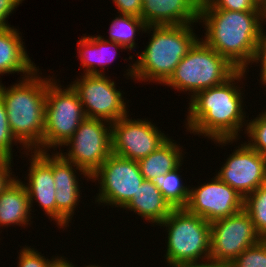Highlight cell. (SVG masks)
I'll return each mask as SVG.
<instances>
[{
    "label": "cell",
    "mask_w": 266,
    "mask_h": 267,
    "mask_svg": "<svg viewBox=\"0 0 266 267\" xmlns=\"http://www.w3.org/2000/svg\"><path fill=\"white\" fill-rule=\"evenodd\" d=\"M246 73V70H238L225 83L199 91L190 97L186 129L194 135H204L222 146L236 142L243 131L241 128L246 127L248 122L243 110L244 93L236 85Z\"/></svg>",
    "instance_id": "cell-1"
},
{
    "label": "cell",
    "mask_w": 266,
    "mask_h": 267,
    "mask_svg": "<svg viewBox=\"0 0 266 267\" xmlns=\"http://www.w3.org/2000/svg\"><path fill=\"white\" fill-rule=\"evenodd\" d=\"M264 20V11L199 8L198 21L206 30L201 40L238 70H248V65L255 62Z\"/></svg>",
    "instance_id": "cell-2"
},
{
    "label": "cell",
    "mask_w": 266,
    "mask_h": 267,
    "mask_svg": "<svg viewBox=\"0 0 266 267\" xmlns=\"http://www.w3.org/2000/svg\"><path fill=\"white\" fill-rule=\"evenodd\" d=\"M38 73L36 69L7 88L0 82V97L6 108L8 125L27 152L43 151L46 93L52 77L45 78Z\"/></svg>",
    "instance_id": "cell-3"
},
{
    "label": "cell",
    "mask_w": 266,
    "mask_h": 267,
    "mask_svg": "<svg viewBox=\"0 0 266 267\" xmlns=\"http://www.w3.org/2000/svg\"><path fill=\"white\" fill-rule=\"evenodd\" d=\"M192 25L147 26L144 32L153 31L152 37L143 52L136 53L138 59L129 66L125 75L137 81L164 84L200 39Z\"/></svg>",
    "instance_id": "cell-4"
},
{
    "label": "cell",
    "mask_w": 266,
    "mask_h": 267,
    "mask_svg": "<svg viewBox=\"0 0 266 267\" xmlns=\"http://www.w3.org/2000/svg\"><path fill=\"white\" fill-rule=\"evenodd\" d=\"M238 69L225 57L206 45L201 38L182 58L170 78L163 84L180 91L197 92L219 86Z\"/></svg>",
    "instance_id": "cell-5"
},
{
    "label": "cell",
    "mask_w": 266,
    "mask_h": 267,
    "mask_svg": "<svg viewBox=\"0 0 266 267\" xmlns=\"http://www.w3.org/2000/svg\"><path fill=\"white\" fill-rule=\"evenodd\" d=\"M158 226L168 234L166 263L210 260L211 226L203 217L174 208Z\"/></svg>",
    "instance_id": "cell-6"
},
{
    "label": "cell",
    "mask_w": 266,
    "mask_h": 267,
    "mask_svg": "<svg viewBox=\"0 0 266 267\" xmlns=\"http://www.w3.org/2000/svg\"><path fill=\"white\" fill-rule=\"evenodd\" d=\"M86 118L77 92L62 88L53 77L48 81L43 133V151L61 148Z\"/></svg>",
    "instance_id": "cell-7"
},
{
    "label": "cell",
    "mask_w": 266,
    "mask_h": 267,
    "mask_svg": "<svg viewBox=\"0 0 266 267\" xmlns=\"http://www.w3.org/2000/svg\"><path fill=\"white\" fill-rule=\"evenodd\" d=\"M106 123V124H105ZM112 123L85 118L73 136L63 145L67 153L58 152L66 161L83 169L90 176L112 153Z\"/></svg>",
    "instance_id": "cell-8"
},
{
    "label": "cell",
    "mask_w": 266,
    "mask_h": 267,
    "mask_svg": "<svg viewBox=\"0 0 266 267\" xmlns=\"http://www.w3.org/2000/svg\"><path fill=\"white\" fill-rule=\"evenodd\" d=\"M91 181H98L99 193L96 202L111 207L124 208L136 194L145 180L138 161L111 153L106 161L91 175Z\"/></svg>",
    "instance_id": "cell-9"
},
{
    "label": "cell",
    "mask_w": 266,
    "mask_h": 267,
    "mask_svg": "<svg viewBox=\"0 0 266 267\" xmlns=\"http://www.w3.org/2000/svg\"><path fill=\"white\" fill-rule=\"evenodd\" d=\"M210 226V260L219 267H227L245 249L262 239L244 208L226 218L211 222Z\"/></svg>",
    "instance_id": "cell-10"
},
{
    "label": "cell",
    "mask_w": 266,
    "mask_h": 267,
    "mask_svg": "<svg viewBox=\"0 0 266 267\" xmlns=\"http://www.w3.org/2000/svg\"><path fill=\"white\" fill-rule=\"evenodd\" d=\"M70 85L77 92L87 118L113 123L129 113L115 82L105 74H84Z\"/></svg>",
    "instance_id": "cell-11"
},
{
    "label": "cell",
    "mask_w": 266,
    "mask_h": 267,
    "mask_svg": "<svg viewBox=\"0 0 266 267\" xmlns=\"http://www.w3.org/2000/svg\"><path fill=\"white\" fill-rule=\"evenodd\" d=\"M125 115L112 123V153L139 161L157 150L169 138L148 119H133Z\"/></svg>",
    "instance_id": "cell-12"
},
{
    "label": "cell",
    "mask_w": 266,
    "mask_h": 267,
    "mask_svg": "<svg viewBox=\"0 0 266 267\" xmlns=\"http://www.w3.org/2000/svg\"><path fill=\"white\" fill-rule=\"evenodd\" d=\"M184 208L211 223L241 211L244 198L215 176L197 188L190 187L188 203Z\"/></svg>",
    "instance_id": "cell-13"
},
{
    "label": "cell",
    "mask_w": 266,
    "mask_h": 267,
    "mask_svg": "<svg viewBox=\"0 0 266 267\" xmlns=\"http://www.w3.org/2000/svg\"><path fill=\"white\" fill-rule=\"evenodd\" d=\"M225 161L216 176L244 199L266 183V157L245 142Z\"/></svg>",
    "instance_id": "cell-14"
},
{
    "label": "cell",
    "mask_w": 266,
    "mask_h": 267,
    "mask_svg": "<svg viewBox=\"0 0 266 267\" xmlns=\"http://www.w3.org/2000/svg\"><path fill=\"white\" fill-rule=\"evenodd\" d=\"M81 174L91 179V176L87 174L80 167L75 166L72 162L66 161L56 151L53 154V177L55 183V201H56V223L60 228H66L68 223L74 216V211L78 203L80 202L79 181L76 178V170Z\"/></svg>",
    "instance_id": "cell-15"
},
{
    "label": "cell",
    "mask_w": 266,
    "mask_h": 267,
    "mask_svg": "<svg viewBox=\"0 0 266 267\" xmlns=\"http://www.w3.org/2000/svg\"><path fill=\"white\" fill-rule=\"evenodd\" d=\"M32 158L28 173V183L23 182L26 187L30 201V207H33V201L39 203L40 208L51 221L56 223V201H55V183L53 177V152L31 151Z\"/></svg>",
    "instance_id": "cell-16"
},
{
    "label": "cell",
    "mask_w": 266,
    "mask_h": 267,
    "mask_svg": "<svg viewBox=\"0 0 266 267\" xmlns=\"http://www.w3.org/2000/svg\"><path fill=\"white\" fill-rule=\"evenodd\" d=\"M201 0H142L141 18L147 26H176L198 22Z\"/></svg>",
    "instance_id": "cell-17"
},
{
    "label": "cell",
    "mask_w": 266,
    "mask_h": 267,
    "mask_svg": "<svg viewBox=\"0 0 266 267\" xmlns=\"http://www.w3.org/2000/svg\"><path fill=\"white\" fill-rule=\"evenodd\" d=\"M18 29L7 27L0 29V75L22 73L25 78L36 69L35 63L29 58L25 44Z\"/></svg>",
    "instance_id": "cell-18"
},
{
    "label": "cell",
    "mask_w": 266,
    "mask_h": 267,
    "mask_svg": "<svg viewBox=\"0 0 266 267\" xmlns=\"http://www.w3.org/2000/svg\"><path fill=\"white\" fill-rule=\"evenodd\" d=\"M17 178L18 176L0 194V228L11 225L26 226L32 217L26 187L23 181Z\"/></svg>",
    "instance_id": "cell-19"
},
{
    "label": "cell",
    "mask_w": 266,
    "mask_h": 267,
    "mask_svg": "<svg viewBox=\"0 0 266 267\" xmlns=\"http://www.w3.org/2000/svg\"><path fill=\"white\" fill-rule=\"evenodd\" d=\"M123 209L134 211L147 222L159 225L174 208L152 181L144 180Z\"/></svg>",
    "instance_id": "cell-20"
},
{
    "label": "cell",
    "mask_w": 266,
    "mask_h": 267,
    "mask_svg": "<svg viewBox=\"0 0 266 267\" xmlns=\"http://www.w3.org/2000/svg\"><path fill=\"white\" fill-rule=\"evenodd\" d=\"M77 45L78 57L81 61L80 64L83 68H85L83 74H105L104 71H99L97 66L101 67L103 70L106 69L105 66L107 67L112 63V61H114L117 55V49H125L117 42L108 41V39H104V37L100 35H84L78 41ZM108 48L112 50H110V54H107L110 52Z\"/></svg>",
    "instance_id": "cell-21"
},
{
    "label": "cell",
    "mask_w": 266,
    "mask_h": 267,
    "mask_svg": "<svg viewBox=\"0 0 266 267\" xmlns=\"http://www.w3.org/2000/svg\"><path fill=\"white\" fill-rule=\"evenodd\" d=\"M174 141L169 138L157 150L138 161L145 180L153 181L155 177L174 170L182 163V147Z\"/></svg>",
    "instance_id": "cell-22"
},
{
    "label": "cell",
    "mask_w": 266,
    "mask_h": 267,
    "mask_svg": "<svg viewBox=\"0 0 266 267\" xmlns=\"http://www.w3.org/2000/svg\"><path fill=\"white\" fill-rule=\"evenodd\" d=\"M181 166L182 163L174 170L161 174L152 181L173 208H184L189 199L190 187L184 186L178 172Z\"/></svg>",
    "instance_id": "cell-23"
},
{
    "label": "cell",
    "mask_w": 266,
    "mask_h": 267,
    "mask_svg": "<svg viewBox=\"0 0 266 267\" xmlns=\"http://www.w3.org/2000/svg\"><path fill=\"white\" fill-rule=\"evenodd\" d=\"M118 16V17H117ZM112 20L109 29V40L117 42L126 49L136 48V32L145 31L147 25L142 18L131 15H117Z\"/></svg>",
    "instance_id": "cell-24"
},
{
    "label": "cell",
    "mask_w": 266,
    "mask_h": 267,
    "mask_svg": "<svg viewBox=\"0 0 266 267\" xmlns=\"http://www.w3.org/2000/svg\"><path fill=\"white\" fill-rule=\"evenodd\" d=\"M244 209L250 215L258 235L266 239V183L244 199Z\"/></svg>",
    "instance_id": "cell-25"
},
{
    "label": "cell",
    "mask_w": 266,
    "mask_h": 267,
    "mask_svg": "<svg viewBox=\"0 0 266 267\" xmlns=\"http://www.w3.org/2000/svg\"><path fill=\"white\" fill-rule=\"evenodd\" d=\"M248 121L244 133L251 140L245 143L266 157V110Z\"/></svg>",
    "instance_id": "cell-26"
},
{
    "label": "cell",
    "mask_w": 266,
    "mask_h": 267,
    "mask_svg": "<svg viewBox=\"0 0 266 267\" xmlns=\"http://www.w3.org/2000/svg\"><path fill=\"white\" fill-rule=\"evenodd\" d=\"M227 267H266V239L245 249Z\"/></svg>",
    "instance_id": "cell-27"
},
{
    "label": "cell",
    "mask_w": 266,
    "mask_h": 267,
    "mask_svg": "<svg viewBox=\"0 0 266 267\" xmlns=\"http://www.w3.org/2000/svg\"><path fill=\"white\" fill-rule=\"evenodd\" d=\"M19 142L13 136L8 125V116L3 100L0 97V157L13 158L12 144Z\"/></svg>",
    "instance_id": "cell-28"
},
{
    "label": "cell",
    "mask_w": 266,
    "mask_h": 267,
    "mask_svg": "<svg viewBox=\"0 0 266 267\" xmlns=\"http://www.w3.org/2000/svg\"><path fill=\"white\" fill-rule=\"evenodd\" d=\"M199 8H217L231 11H263L251 0H201Z\"/></svg>",
    "instance_id": "cell-29"
},
{
    "label": "cell",
    "mask_w": 266,
    "mask_h": 267,
    "mask_svg": "<svg viewBox=\"0 0 266 267\" xmlns=\"http://www.w3.org/2000/svg\"><path fill=\"white\" fill-rule=\"evenodd\" d=\"M20 250L18 257V266L17 267H51L52 262L57 258H51L50 260L42 256L40 252L35 251L34 248H30L25 245Z\"/></svg>",
    "instance_id": "cell-30"
},
{
    "label": "cell",
    "mask_w": 266,
    "mask_h": 267,
    "mask_svg": "<svg viewBox=\"0 0 266 267\" xmlns=\"http://www.w3.org/2000/svg\"><path fill=\"white\" fill-rule=\"evenodd\" d=\"M120 15H131L141 18L142 0H112Z\"/></svg>",
    "instance_id": "cell-31"
},
{
    "label": "cell",
    "mask_w": 266,
    "mask_h": 267,
    "mask_svg": "<svg viewBox=\"0 0 266 267\" xmlns=\"http://www.w3.org/2000/svg\"><path fill=\"white\" fill-rule=\"evenodd\" d=\"M12 159L6 157H0V194L10 184V182L16 177L12 170ZM11 169V170H10Z\"/></svg>",
    "instance_id": "cell-32"
},
{
    "label": "cell",
    "mask_w": 266,
    "mask_h": 267,
    "mask_svg": "<svg viewBox=\"0 0 266 267\" xmlns=\"http://www.w3.org/2000/svg\"><path fill=\"white\" fill-rule=\"evenodd\" d=\"M22 1L24 0H0V29L10 27L7 18Z\"/></svg>",
    "instance_id": "cell-33"
},
{
    "label": "cell",
    "mask_w": 266,
    "mask_h": 267,
    "mask_svg": "<svg viewBox=\"0 0 266 267\" xmlns=\"http://www.w3.org/2000/svg\"><path fill=\"white\" fill-rule=\"evenodd\" d=\"M259 62L261 63L260 70H266V32L263 34L258 46L255 63L257 64Z\"/></svg>",
    "instance_id": "cell-34"
},
{
    "label": "cell",
    "mask_w": 266,
    "mask_h": 267,
    "mask_svg": "<svg viewBox=\"0 0 266 267\" xmlns=\"http://www.w3.org/2000/svg\"><path fill=\"white\" fill-rule=\"evenodd\" d=\"M167 266L171 267H219L215 265L211 260L199 261V262H187V263H168Z\"/></svg>",
    "instance_id": "cell-35"
},
{
    "label": "cell",
    "mask_w": 266,
    "mask_h": 267,
    "mask_svg": "<svg viewBox=\"0 0 266 267\" xmlns=\"http://www.w3.org/2000/svg\"><path fill=\"white\" fill-rule=\"evenodd\" d=\"M63 257L64 256H57V258L52 262L51 267H75L72 262Z\"/></svg>",
    "instance_id": "cell-36"
},
{
    "label": "cell",
    "mask_w": 266,
    "mask_h": 267,
    "mask_svg": "<svg viewBox=\"0 0 266 267\" xmlns=\"http://www.w3.org/2000/svg\"><path fill=\"white\" fill-rule=\"evenodd\" d=\"M257 8H260L266 13V0H251Z\"/></svg>",
    "instance_id": "cell-37"
},
{
    "label": "cell",
    "mask_w": 266,
    "mask_h": 267,
    "mask_svg": "<svg viewBox=\"0 0 266 267\" xmlns=\"http://www.w3.org/2000/svg\"><path fill=\"white\" fill-rule=\"evenodd\" d=\"M260 80L263 85L266 86V70H261Z\"/></svg>",
    "instance_id": "cell-38"
},
{
    "label": "cell",
    "mask_w": 266,
    "mask_h": 267,
    "mask_svg": "<svg viewBox=\"0 0 266 267\" xmlns=\"http://www.w3.org/2000/svg\"><path fill=\"white\" fill-rule=\"evenodd\" d=\"M75 267H77V266H75ZM85 267H101V266H98V265L96 266V265H94V264H93V265L90 264V265H87V266H85Z\"/></svg>",
    "instance_id": "cell-39"
}]
</instances>
